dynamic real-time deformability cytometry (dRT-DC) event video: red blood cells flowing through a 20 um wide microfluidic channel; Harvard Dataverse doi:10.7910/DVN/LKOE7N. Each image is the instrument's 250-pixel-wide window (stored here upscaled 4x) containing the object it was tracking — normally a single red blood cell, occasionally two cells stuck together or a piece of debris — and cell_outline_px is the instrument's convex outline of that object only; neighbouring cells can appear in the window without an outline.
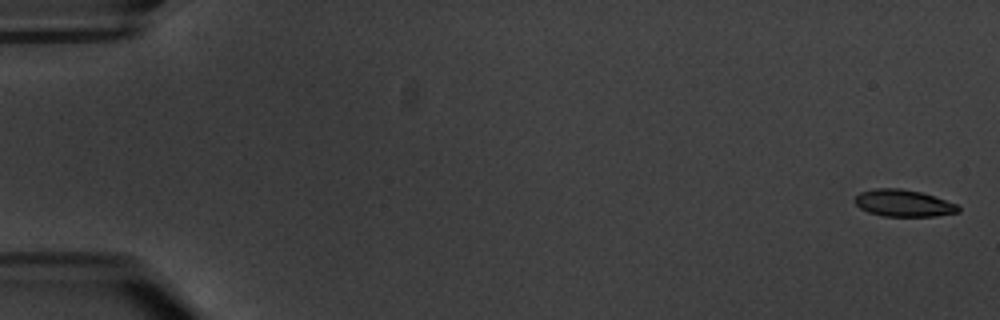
{"species": "common noctule bat (a hibernating species)", "species_latin": "Nyctalus noctula", "temperature_condition": "warm", "stored_images_in_passage": 6, "camera_frame_rate_fps": 3000, "um_per_image_px": 0.085, "animal": {"sex": "male", "body_mass_g": 20.1, "forearm_length_mm": 53.5}, "frame": {"image": 1, "passage_image": 1, "time_ms": 0.0, "image_size_px": [1000, 320], "cell_outline_px": [[960, 212], [936, 216], [884, 216], [868, 212], [860, 208], [856, 204], [856, 196], [860, 192], [876, 188], [900, 188], [920, 192], [936, 196], [956, 204], [960, 208]], "centroid_in_image_um": [76.82, 17.27], "position_along_channel_um": 8.2, "area_um2": 16.18}}
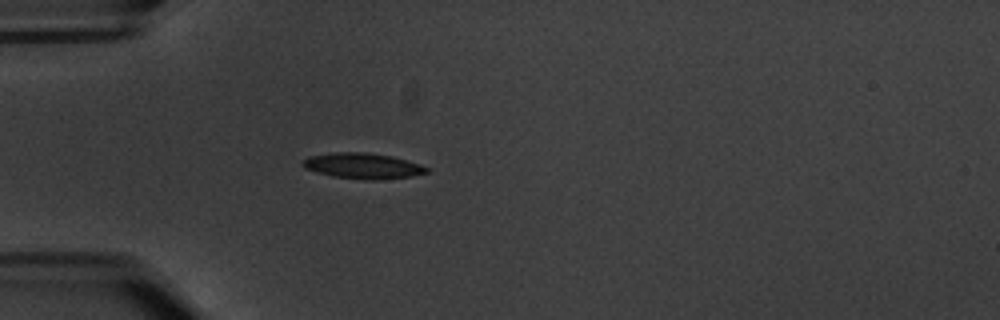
{"frame": {"image": 2, "passage_image": 5, "time_ms": 5.667, "image_size_px": [1000, 320], "cell_outline_px": [[432, 168], [428, 172], [412, 176], [376, 180], [364, 180], [332, 176], [316, 172], [304, 168], [300, 164], [308, 156], [332, 152], [368, 152], [392, 156], [420, 164]], "centroid_in_image_um": [30.84, 14.09], "position_along_channel_um": 54.2, "area_um2": 18.79}}